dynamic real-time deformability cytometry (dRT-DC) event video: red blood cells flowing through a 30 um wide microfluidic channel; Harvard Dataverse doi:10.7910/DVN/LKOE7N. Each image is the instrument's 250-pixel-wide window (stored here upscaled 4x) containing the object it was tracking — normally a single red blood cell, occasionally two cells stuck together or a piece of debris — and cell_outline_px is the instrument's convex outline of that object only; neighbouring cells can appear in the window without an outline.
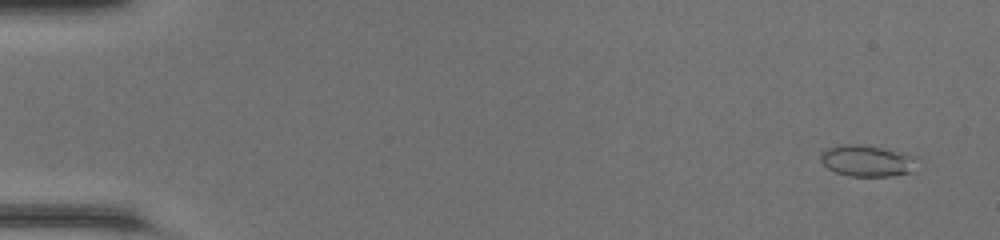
{"species": "common noctule bat (a hibernating species)", "species_latin": "Nyctalus noctula", "temperature_condition": "room temperature", "stored_images_in_passage": 49, "camera_frame_rate_fps": 3000, "um_per_image_px": 0.085, "animal": {"sex": "female", "body_mass_g": 20.0, "forearm_length_mm": 54.0}, "frame": {"image": 1, "passage_image": 3, "time_ms": 0.667, "image_size_px": [1000, 240], "cell_outline_px": [[920, 160], [912, 172], [892, 176], [848, 176], [836, 172], [828, 168], [820, 160], [820, 152], [828, 148], [840, 144], [864, 144], [900, 152], [912, 156]], "centroid_in_image_um": [73.7, 13.66], "position_along_channel_um": 11.3, "area_um2": 17.8}}
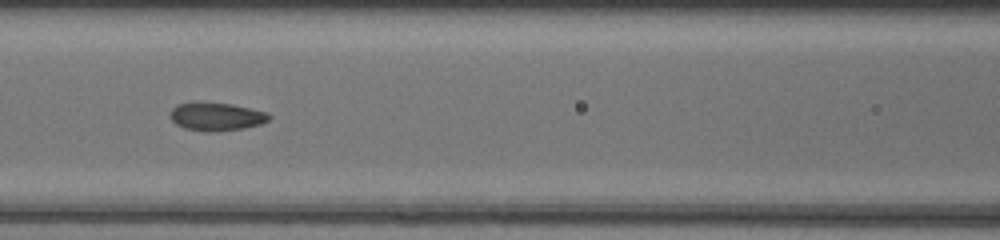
{"frame": {"image": 2, "passage_image": 23, "time_ms": 7.333, "image_size_px": [1000, 240], "cell_outline_px": [[272, 116], [268, 120], [260, 124], [244, 128], [212, 132], [208, 132], [184, 128], [176, 124], [168, 116], [172, 108], [176, 104], [192, 100], [232, 104], [268, 112]], "centroid_in_image_um": [18.34, 9.88], "position_along_channel_um": 148.3, "area_um2": 16.7}}
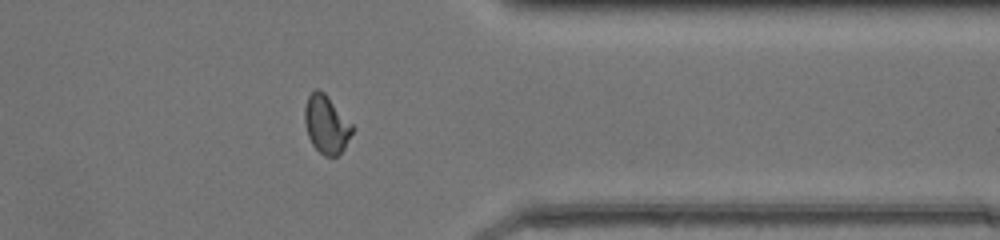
{"frame": {"image": 3, "passage_image": 40, "time_ms": 13.0, "image_size_px": [1000, 240], "cell_outline_px": [[356, 128], [344, 148], [336, 156], [324, 156], [312, 144], [308, 136], [304, 120], [304, 108], [308, 96], [316, 88], [324, 92], [328, 96]], "centroid_in_image_um": [27.75, 10.56], "position_along_channel_um": 383.6, "area_um2": 16.18}, "authors_computed_cell_mechanics": {"area_um2": 16.1262, "velocity_mm_per_s": 4.321, "shape_relaxation_time_tau1_ms": null, "shape_relaxation_time_tau2_ms": 0.9235, "deformation_change_tau1": null, "deformation_change_tau2": 0.0598}}